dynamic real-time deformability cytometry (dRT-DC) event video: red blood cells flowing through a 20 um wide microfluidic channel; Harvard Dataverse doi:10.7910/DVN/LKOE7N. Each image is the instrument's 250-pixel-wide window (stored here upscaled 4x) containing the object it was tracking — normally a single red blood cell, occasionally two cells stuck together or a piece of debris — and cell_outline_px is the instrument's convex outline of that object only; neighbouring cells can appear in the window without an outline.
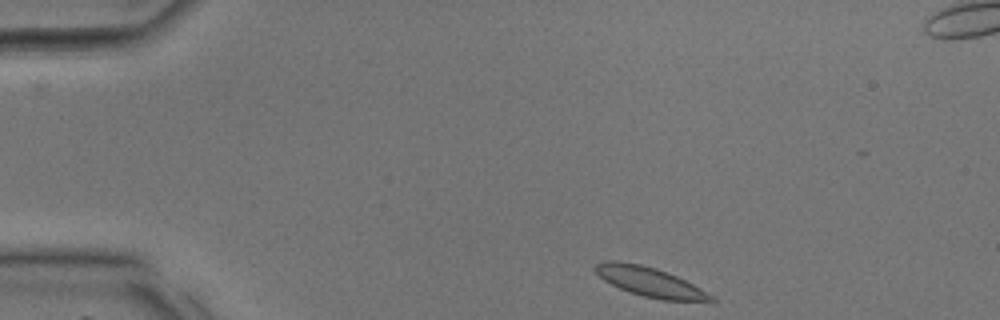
{"species": "common noctule bat (a hibernating species)", "species_latin": "Nyctalus noctula", "temperature_condition": "room temperature", "stored_images_in_passage": 33, "segment_of_instrument_passage": [1, 2], "camera_frame_rate_fps": 3000, "um_per_image_px": 0.085, "animal": {"sex": "male", "body_mass_g": 17.9, "forearm_length_mm": 54.2}, "frame": {"image": 1, "passage_image": 1, "time_ms": 0.0, "image_size_px": [1000, 320], "cell_outline_px": [[716, 300], [660, 300], [644, 296], [620, 288], [604, 280], [592, 268], [596, 264], [604, 260], [616, 260], [640, 264], [656, 268], [668, 272], [700, 288], [712, 296]], "centroid_in_image_um": [55.16, 23.93], "position_along_channel_um": 29.8, "area_um2": 19.42}}
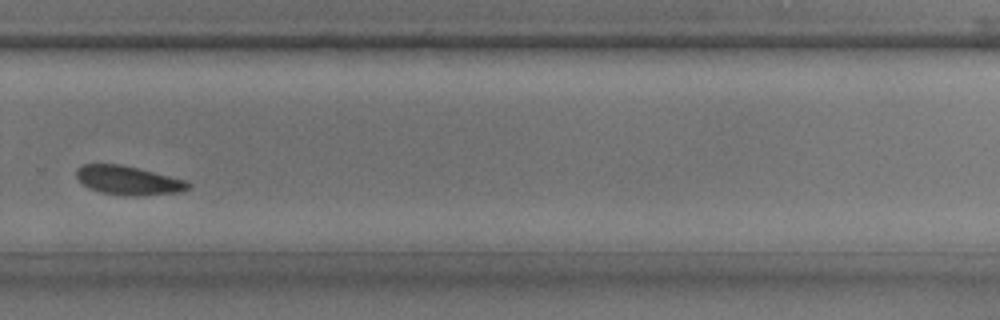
{"frame": {"image": 2, "passage_image": 21, "time_ms": 6.667, "image_size_px": [1000, 320], "cell_outline_px": [[192, 184], [188, 188], [180, 192], [136, 196], [100, 192], [88, 188], [76, 176], [76, 168], [84, 164], [120, 164], [184, 180]], "centroid_in_image_um": [10.87, 15.33], "position_along_channel_um": 318.9, "area_um2": 18.44}}
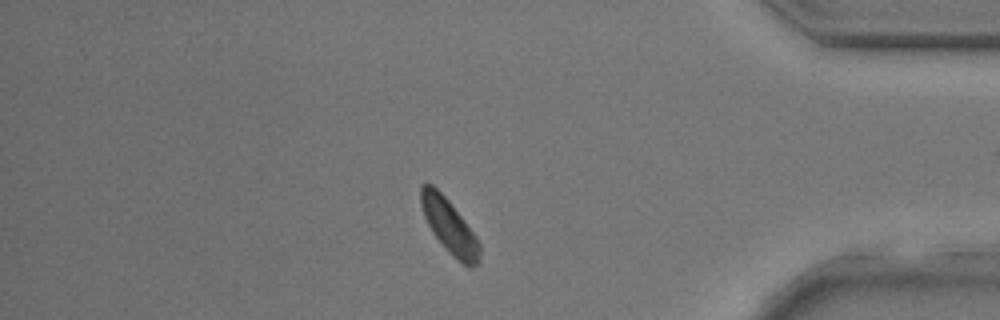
{"frame": {"image": 3, "passage_image": 27, "time_ms": 8.667, "image_size_px": [1000, 320], "cell_outline_px": [[480, 260], [472, 268], [468, 268], [452, 256], [448, 252], [432, 232], [424, 216], [420, 204], [420, 184], [432, 184], [448, 200], [472, 232], [480, 244]], "centroid_in_image_um": [38.18, 19.26], "position_along_channel_um": 397.0, "area_um2": 18.26}}